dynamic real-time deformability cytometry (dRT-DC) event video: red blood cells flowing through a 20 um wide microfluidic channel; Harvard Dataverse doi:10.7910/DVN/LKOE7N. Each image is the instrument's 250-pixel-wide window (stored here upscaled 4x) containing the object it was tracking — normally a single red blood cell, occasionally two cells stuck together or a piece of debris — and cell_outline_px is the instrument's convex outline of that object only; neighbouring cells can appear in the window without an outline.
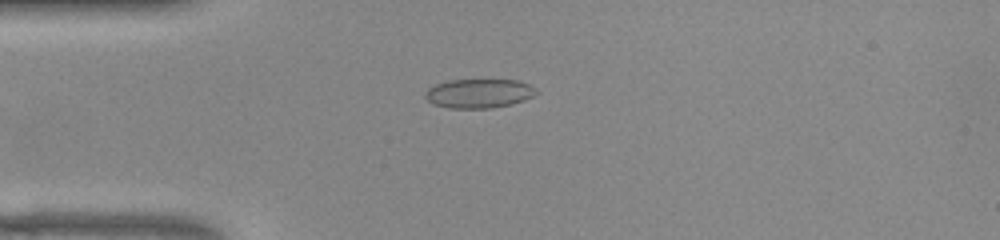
{"species": "common noctule bat (a hibernating species)", "species_latin": "Nyctalus noctula", "temperature_condition": "warm", "stored_images_in_passage": 52, "camera_frame_rate_fps": 3000, "um_per_image_px": 0.085, "animal": {"sex": "female", "body_mass_g": 22.0, "forearm_length_mm": 56.7}, "frame": {"image": 1, "passage_image": 13, "time_ms": 4.0, "image_size_px": [1000, 240], "cell_outline_px": [[536, 92], [532, 96], [524, 100], [512, 104], [492, 108], [448, 108], [432, 104], [424, 96], [424, 92], [428, 88], [436, 84], [448, 80], [520, 80], [536, 88]], "centroid_in_image_um": [40.68, 7.94], "position_along_channel_um": 44.3, "area_um2": 18.9}}
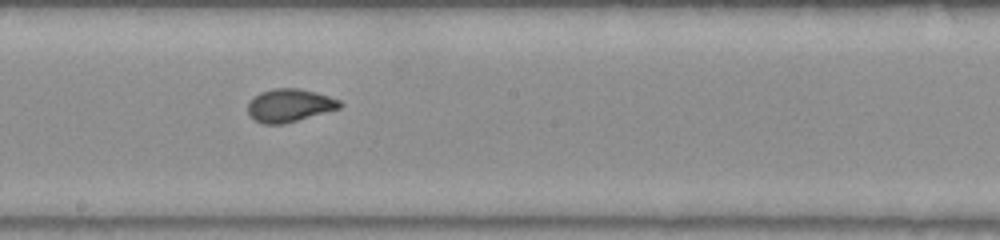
{"frame": {"image": 2, "passage_image": 28, "time_ms": 9.0, "image_size_px": [1000, 240], "cell_outline_px": [[344, 104], [340, 108], [284, 124], [264, 124], [256, 120], [248, 112], [248, 104], [260, 92], [276, 88], [296, 88], [328, 96], [340, 100]], "centroid_in_image_um": [24.63, 8.96], "position_along_channel_um": 223.6, "area_um2": 17.34}}
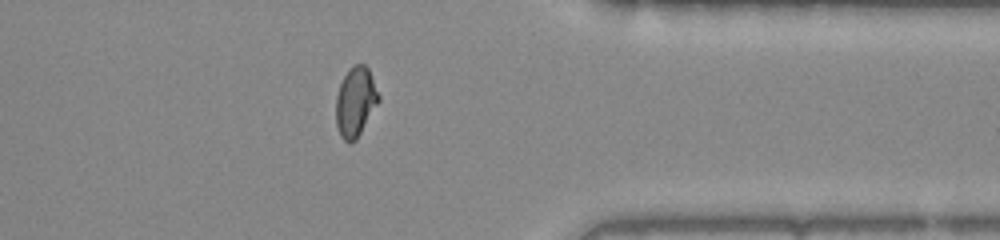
{"frame": {"image": 3, "passage_image": 41, "time_ms": 13.333, "image_size_px": [1000, 240], "cell_outline_px": [[380, 100], [356, 140], [352, 144], [348, 144], [340, 136], [336, 124], [336, 96], [340, 84], [348, 68], [356, 64], [364, 64], [368, 68], [380, 96]], "centroid_in_image_um": [30.21, 8.68], "position_along_channel_um": 381.2, "area_um2": 17.4}, "authors_computed_cell_mechanics": {"area_um2": 17.6868, "velocity_mm_per_s": 3.9189, "shape_relaxation_time_tau1_ms": 7.8995, "shape_relaxation_time_tau2_ms": null, "deformation_change_tau1": 0.23, "deformation_change_tau2": null}}